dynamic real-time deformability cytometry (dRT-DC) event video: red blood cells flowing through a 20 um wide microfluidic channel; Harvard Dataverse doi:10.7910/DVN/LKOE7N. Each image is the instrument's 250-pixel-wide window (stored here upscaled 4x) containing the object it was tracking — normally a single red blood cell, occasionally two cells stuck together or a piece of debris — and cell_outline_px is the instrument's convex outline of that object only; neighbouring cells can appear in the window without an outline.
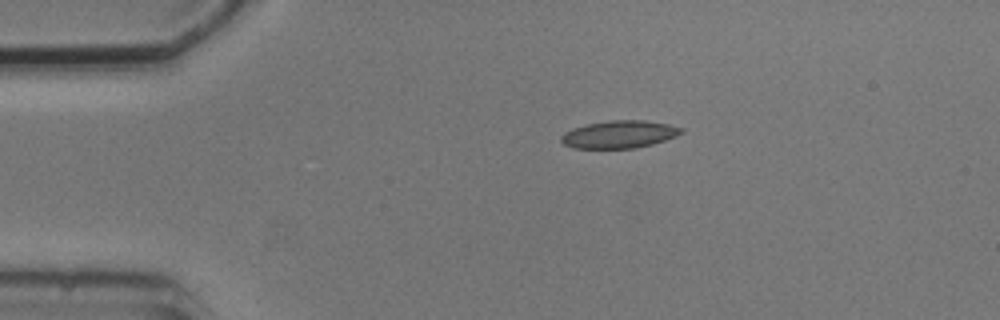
{"species": "common noctule bat (a hibernating species)", "species_latin": "Nyctalus noctula", "temperature_condition": "cold", "stored_images_in_passage": 3, "camera_frame_rate_fps": 3000, "um_per_image_px": 0.085, "animal": {"sex": "male", "body_mass_g": 20.5, "forearm_length_mm": 52.5}, "frame": {"image": 1, "passage_image": 1, "time_ms": 0.0, "image_size_px": [1000, 320], "cell_outline_px": [[684, 132], [676, 136], [652, 144], [636, 148], [572, 148], [564, 144], [560, 140], [560, 136], [564, 132], [572, 128], [588, 124], [608, 120], [644, 120], [668, 124], [684, 128]], "centroid_in_image_um": [52.63, 11.42], "position_along_channel_um": 32.4, "area_um2": 19.36}}
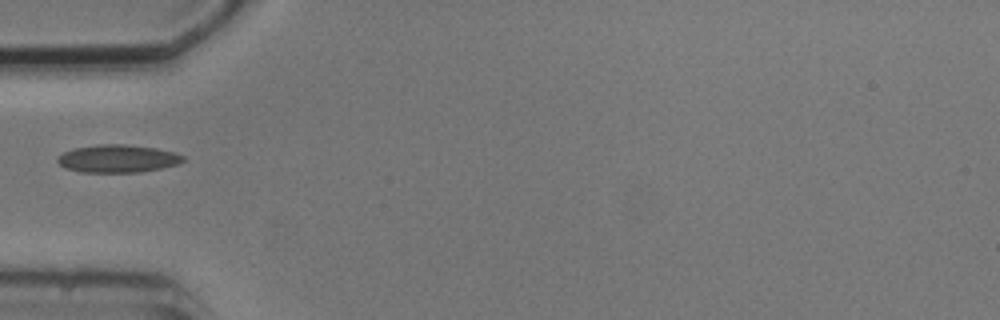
{"frame": {"image": 2, "passage_image": 3, "time_ms": 2.333, "image_size_px": [1000, 320], "cell_outline_px": [[184, 160], [176, 164], [160, 168], [140, 172], [80, 172], [68, 168], [60, 164], [56, 160], [56, 156], [72, 148], [96, 144], [124, 144], [156, 148], [176, 152], [184, 156]], "centroid_in_image_um": [9.98, 13.47], "position_along_channel_um": 75.0, "area_um2": 20.35}}